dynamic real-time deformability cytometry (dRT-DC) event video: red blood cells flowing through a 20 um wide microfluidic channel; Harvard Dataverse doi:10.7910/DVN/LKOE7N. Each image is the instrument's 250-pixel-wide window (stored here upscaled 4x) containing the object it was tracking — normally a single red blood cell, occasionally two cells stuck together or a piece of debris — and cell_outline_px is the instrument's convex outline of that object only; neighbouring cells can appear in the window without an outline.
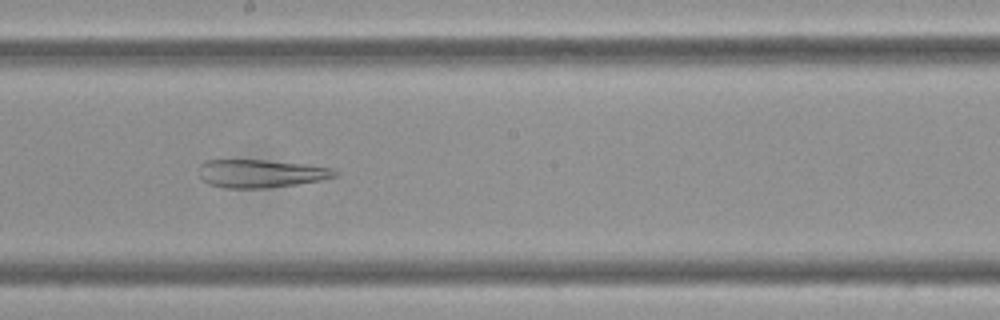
{"species": "Egyptian fruit bat (a non-hibernating species)", "species_latin": "Rousettus aegyptiacus", "temperature_condition": "cold", "stored_images_in_passage": 59, "camera_frame_rate_fps": 3000, "um_per_image_px": 0.085, "frame": {"image": 1, "passage_image": 33, "time_ms": 10.667, "image_size_px": [1000, 320], "cell_outline_px": [[340, 172], [336, 176], [320, 180], [296, 184], [268, 188], [224, 188], [208, 184], [200, 176], [200, 164], [204, 160], [264, 160], [304, 164], [332, 168]], "centroid_in_image_um": [22.16, 14.75], "position_along_channel_um": 226.0, "area_um2": 22.2}}
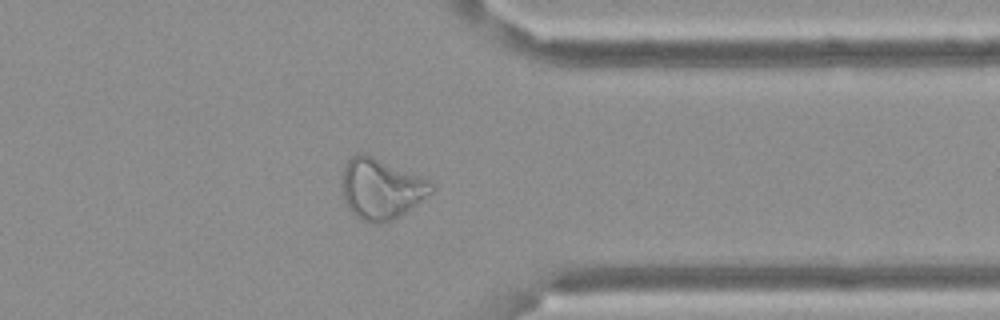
{"frame": {"image": 2, "passage_image": 47, "time_ms": 15.333, "image_size_px": [1000, 320], "cell_outline_px": [[436, 188], [432, 192], [400, 216], [392, 220], [376, 224], [368, 224], [356, 216], [352, 212], [344, 196], [344, 168], [348, 160], [356, 152], [364, 152], [432, 180], [436, 184]], "centroid_in_image_um": [32.46, 16.03], "position_along_channel_um": 378.9, "area_um2": 31.56}}
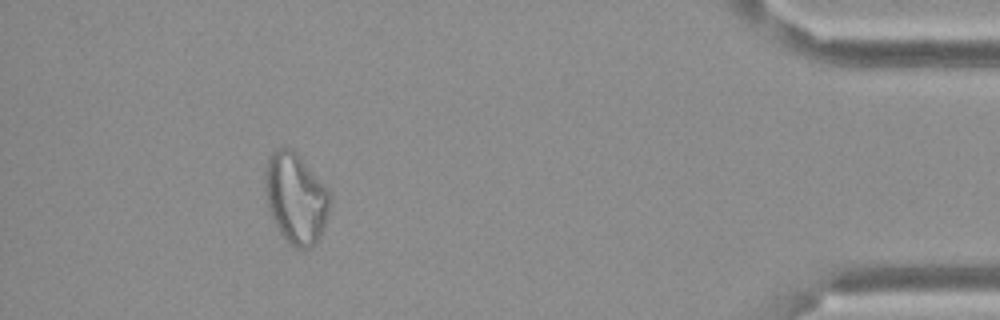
{"frame": {"image": 3, "passage_image": 54, "time_ms": 17.667, "image_size_px": [1000, 320], "cell_outline_px": [[332, 200], [324, 228], [316, 244], [308, 248], [296, 248], [284, 240], [272, 216], [268, 204], [264, 188], [264, 172], [268, 156], [276, 148], [292, 148], [300, 156], [324, 184]], "centroid_in_image_um": [25.14, 16.84], "position_along_channel_um": 410.1, "area_um2": 34.39}}